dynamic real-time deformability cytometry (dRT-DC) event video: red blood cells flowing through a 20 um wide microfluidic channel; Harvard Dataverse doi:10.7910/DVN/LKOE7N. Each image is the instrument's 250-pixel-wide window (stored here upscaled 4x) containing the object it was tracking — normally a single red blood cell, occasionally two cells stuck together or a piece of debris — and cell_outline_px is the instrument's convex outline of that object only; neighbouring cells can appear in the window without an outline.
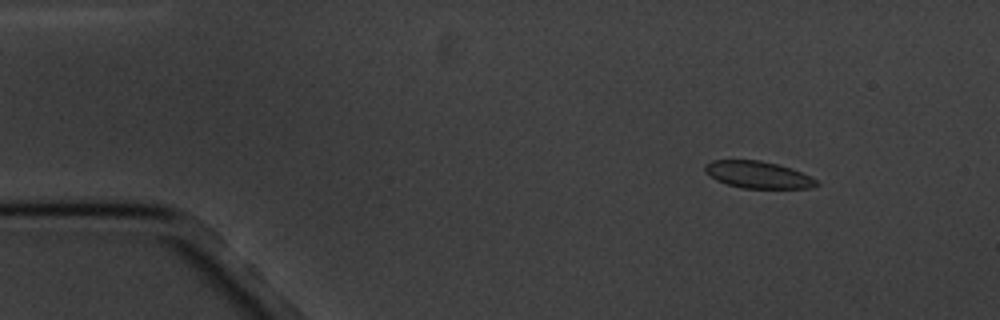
{"species": "common noctule bat (a hibernating species)", "species_latin": "Nyctalus noctula", "temperature_condition": "cold", "stored_images_in_passage": 5, "segment_of_instrument_passage": [1, 2], "camera_frame_rate_fps": 3000, "um_per_image_px": 0.085, "animal": {"sex": "male", "body_mass_g": 20.1, "forearm_length_mm": 53.5}, "frame": {"image": 1, "passage_image": 2, "time_ms": 1.0, "image_size_px": [1000, 320], "cell_outline_px": [[820, 184], [808, 188], [744, 188], [728, 184], [716, 180], [704, 172], [704, 164], [712, 160], [760, 160], [792, 168], [816, 180]], "centroid_in_image_um": [64.38, 14.84], "position_along_channel_um": 20.6, "area_um2": 17.4}}
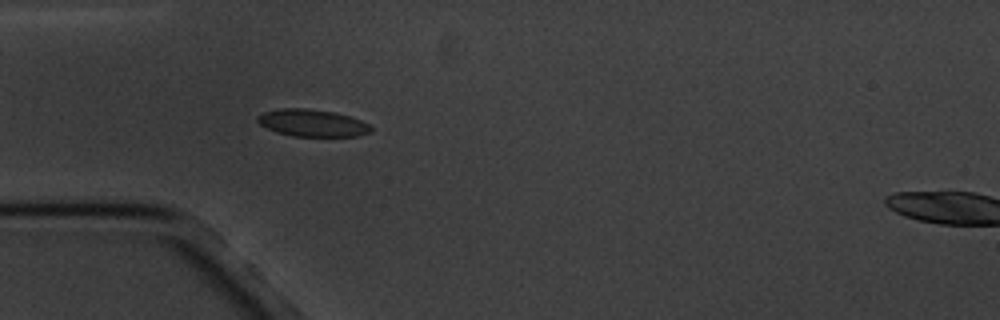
{"frame": {"image": 2, "passage_image": 4, "time_ms": 4.333, "image_size_px": [1000, 320], "cell_outline_px": [[372, 132], [360, 136], [292, 136], [276, 132], [260, 124], [256, 120], [256, 116], [264, 112], [280, 108], [308, 108], [336, 112], [360, 120], [368, 124], [372, 128]], "centroid_in_image_um": [26.54, 10.45], "position_along_channel_um": 58.5, "area_um2": 18.03}}